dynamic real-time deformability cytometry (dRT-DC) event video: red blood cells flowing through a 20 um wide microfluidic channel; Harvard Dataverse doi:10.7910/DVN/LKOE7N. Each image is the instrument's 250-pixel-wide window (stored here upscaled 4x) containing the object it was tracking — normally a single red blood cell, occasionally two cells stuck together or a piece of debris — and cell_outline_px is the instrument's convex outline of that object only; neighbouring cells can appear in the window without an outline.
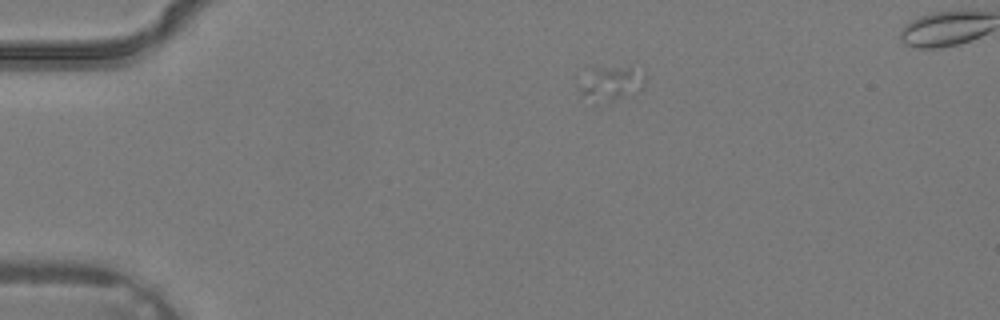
{"species": "common noctule bat (a hibernating species)", "species_latin": "Nyctalus noctula", "temperature_condition": "warm", "stored_images_in_passage": 3, "camera_frame_rate_fps": 3000, "um_per_image_px": 0.085, "animal": {"sex": "male", "body_mass_g": 19.2, "forearm_length_mm": 51.8}, "frame": {"image": 1, "passage_image": 1, "time_ms": 0.0, "image_size_px": [1000, 320], "cell_outline_px": [[644, 84], [640, 88], [612, 100], [596, 104], [580, 96], [580, 88], [592, 68], [628, 68], [644, 72]], "centroid_in_image_um": [51.9, 7.12], "position_along_channel_um": 33.1, "area_um2": 12.31}}